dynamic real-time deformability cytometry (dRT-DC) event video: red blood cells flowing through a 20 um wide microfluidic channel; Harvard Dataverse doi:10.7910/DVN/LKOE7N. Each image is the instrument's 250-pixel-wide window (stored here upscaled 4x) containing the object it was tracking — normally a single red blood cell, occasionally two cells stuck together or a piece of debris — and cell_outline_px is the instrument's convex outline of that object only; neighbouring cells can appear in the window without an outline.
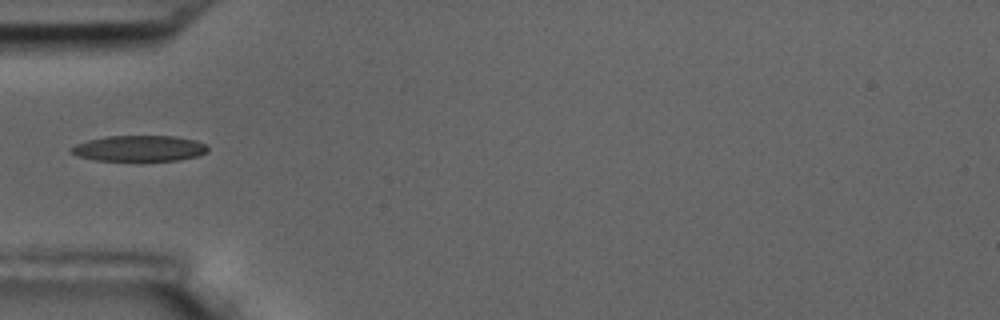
{"species": "common noctule bat (a hibernating species)", "species_latin": "Nyctalus noctula", "temperature_condition": "room temperature", "stored_images_in_passage": 11, "camera_frame_rate_fps": 3000, "um_per_image_px": 0.085, "animal": {"sex": "male", "body_mass_g": 17.5, "forearm_length_mm": 52.3}, "frame": {"image": 1, "passage_image": 5, "time_ms": 5.667, "image_size_px": [1000, 320], "cell_outline_px": [[208, 152], [200, 156], [180, 160], [140, 164], [96, 160], [76, 156], [68, 152], [68, 148], [76, 144], [88, 140], [104, 136], [176, 136], [196, 140], [204, 144], [208, 148]], "centroid_in_image_um": [11.82, 12.67], "position_along_channel_um": 73.2, "area_um2": 21.96}}
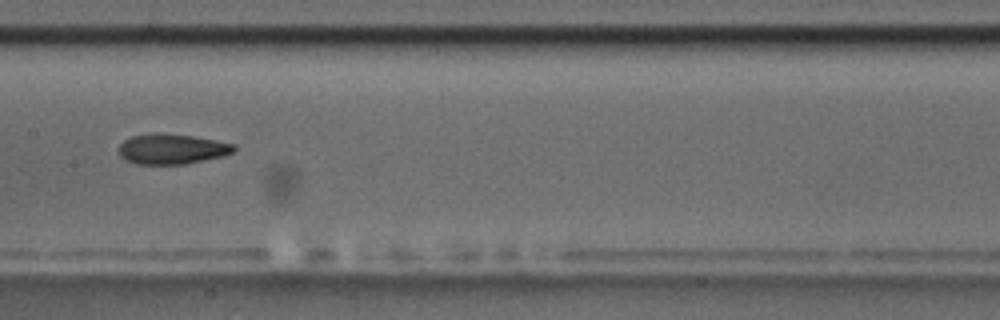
{"frame": {"image": 2, "passage_image": 8, "time_ms": 9.0, "image_size_px": [1000, 320], "cell_outline_px": [[236, 152], [224, 156], [184, 164], [136, 164], [124, 160], [120, 156], [116, 148], [124, 140], [132, 136], [192, 136], [216, 140], [236, 144]], "centroid_in_image_um": [14.65, 12.72], "position_along_channel_um": 192.8, "area_um2": 19.77}}
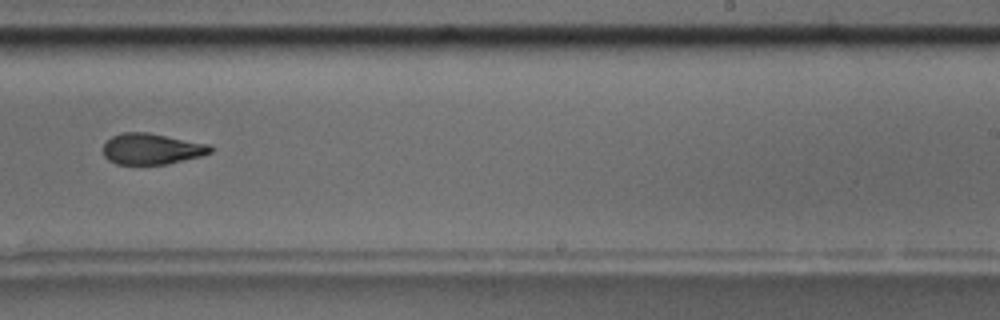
{"frame": {"image": 3, "passage_image": 10, "time_ms": 11.333, "image_size_px": [1000, 320], "cell_outline_px": [[212, 152], [200, 156], [168, 164], [116, 164], [108, 160], [104, 156], [104, 144], [112, 136], [124, 132], [148, 132], [208, 144], [212, 148]], "centroid_in_image_um": [12.88, 12.66], "position_along_channel_um": 276.1, "area_um2": 19.25}}